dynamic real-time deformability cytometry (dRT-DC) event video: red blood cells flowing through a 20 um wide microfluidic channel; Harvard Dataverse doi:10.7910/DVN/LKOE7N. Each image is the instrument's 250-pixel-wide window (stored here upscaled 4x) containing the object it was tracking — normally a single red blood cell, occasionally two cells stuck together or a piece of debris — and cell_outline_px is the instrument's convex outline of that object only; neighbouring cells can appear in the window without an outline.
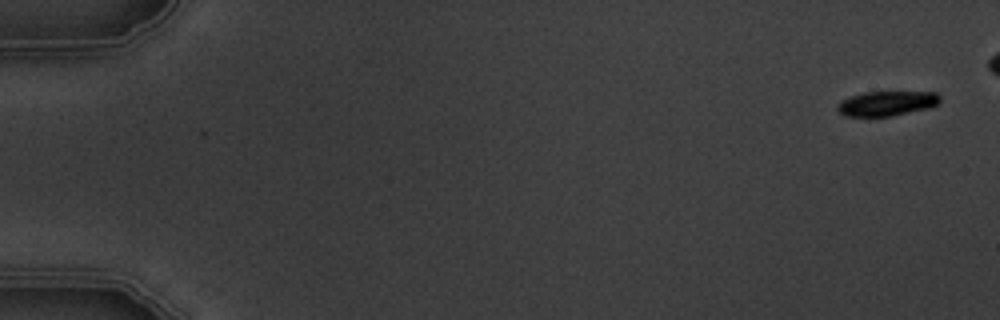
{"species": "common noctule bat (a hibernating species)", "species_latin": "Nyctalus noctula", "temperature_condition": "warm", "stored_images_in_passage": 6, "camera_frame_rate_fps": 3000, "um_per_image_px": 0.085, "animal": {"sex": "male", "body_mass_g": 19.5, "forearm_length_mm": 54.6}, "frame": {"image": 1, "passage_image": 1, "time_ms": 0.0, "image_size_px": [1000, 320], "cell_outline_px": [[940, 100], [936, 104], [928, 108], [892, 116], [844, 116], [836, 108], [836, 104], [840, 100], [864, 92], [936, 92], [940, 96]], "centroid_in_image_um": [75.34, 8.79], "position_along_channel_um": 9.7, "area_um2": 14.74}}